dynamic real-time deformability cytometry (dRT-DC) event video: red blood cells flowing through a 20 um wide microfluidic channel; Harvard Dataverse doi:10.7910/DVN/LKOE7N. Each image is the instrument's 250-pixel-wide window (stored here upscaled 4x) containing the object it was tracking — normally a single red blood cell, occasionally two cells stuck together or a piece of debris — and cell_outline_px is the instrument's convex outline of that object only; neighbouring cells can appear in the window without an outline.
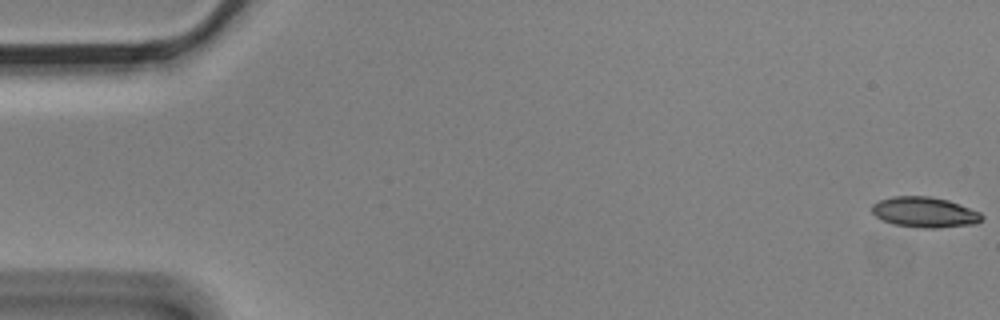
{"species": "Egyptian fruit bat (a non-hibernating species)", "species_latin": "Rousettus aegyptiacus", "temperature_condition": "cold", "stored_images_in_passage": 9, "camera_frame_rate_fps": 3000, "um_per_image_px": 0.085, "animal": {"sex": "male"}, "frame": {"image": 1, "passage_image": 1, "time_ms": 0.0, "image_size_px": [1000, 320], "cell_outline_px": [[984, 216], [976, 224], [936, 228], [924, 228], [896, 224], [884, 220], [876, 216], [872, 212], [872, 204], [880, 200], [892, 196], [932, 196], [948, 200], [960, 204], [980, 212]], "centroid_in_image_um": [78.62, 18.03], "position_along_channel_um": 6.4, "area_um2": 19.42}}
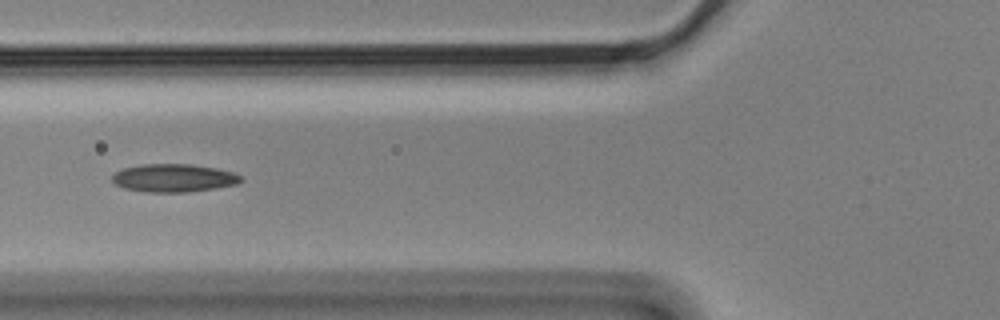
{"frame": {"image": 2, "passage_image": 7, "time_ms": 2.0, "image_size_px": [1000, 320], "cell_outline_px": [[244, 180], [236, 184], [216, 188], [188, 192], [144, 192], [124, 188], [116, 184], [112, 180], [112, 176], [116, 172], [124, 168], [144, 164], [192, 164], [216, 168], [232, 172], [240, 176]], "centroid_in_image_um": [14.77, 15.13], "position_along_channel_um": 111.0, "area_um2": 20.98}}
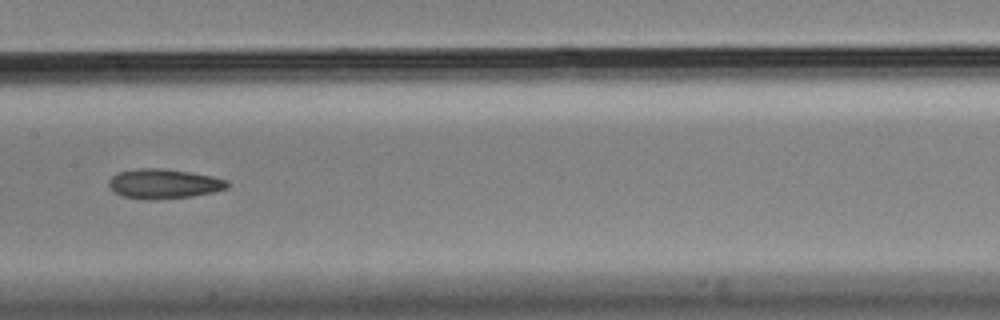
{"frame": {"image": 3, "passage_image": 9, "time_ms": 2.667, "image_size_px": [1000, 320], "cell_outline_px": [[228, 188], [212, 192], [192, 196], [152, 200], [148, 200], [124, 196], [112, 192], [108, 188], [108, 180], [112, 176], [120, 172], [140, 168], [164, 168], [212, 176], [228, 180]], "centroid_in_image_um": [13.89, 15.62], "position_along_channel_um": 193.5, "area_um2": 20.52}}